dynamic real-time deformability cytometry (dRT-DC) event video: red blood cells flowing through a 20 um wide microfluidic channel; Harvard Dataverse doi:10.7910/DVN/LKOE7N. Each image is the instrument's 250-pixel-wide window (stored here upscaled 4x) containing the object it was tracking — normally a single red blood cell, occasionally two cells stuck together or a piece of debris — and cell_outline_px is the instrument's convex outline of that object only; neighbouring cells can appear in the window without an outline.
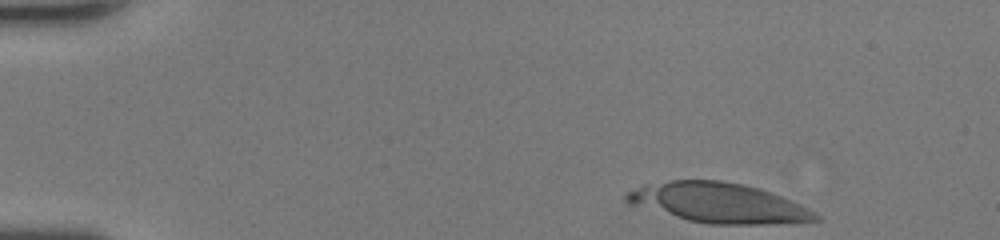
{"species": "human", "species_latin": "Homo sapiens", "temperature_condition": "room temperature", "stored_images_in_passage": 6, "camera_frame_rate_fps": 3000, "um_per_image_px": 0.085, "donor": {"sex": "female"}, "frame": {"image": 1, "passage_image": 1, "time_ms": 0.0, "image_size_px": [1000, 240], "cell_outline_px": [[824, 220], [764, 224], [708, 224], [688, 220], [628, 204], [624, 200], [624, 196], [628, 192], [644, 184], [672, 180], [720, 180], [744, 184], [760, 188], [800, 204], [816, 212]], "centroid_in_image_um": [61.07, 17.24], "position_along_channel_um": 23.9, "area_um2": 43.87}}